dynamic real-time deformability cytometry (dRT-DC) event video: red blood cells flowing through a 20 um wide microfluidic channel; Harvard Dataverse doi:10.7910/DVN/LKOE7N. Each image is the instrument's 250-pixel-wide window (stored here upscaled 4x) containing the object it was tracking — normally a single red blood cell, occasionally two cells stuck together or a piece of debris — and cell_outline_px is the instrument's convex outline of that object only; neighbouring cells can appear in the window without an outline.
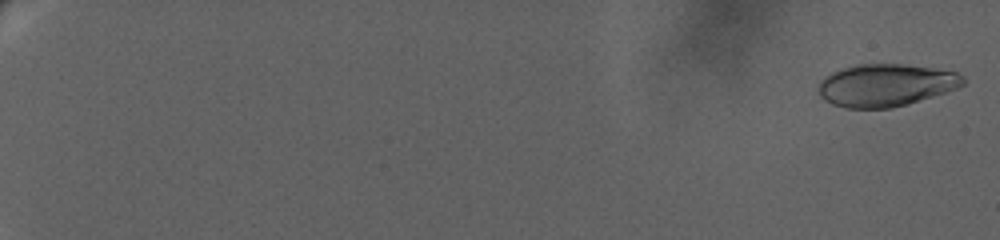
{"species": "human", "species_latin": "Homo sapiens", "temperature_condition": "warm", "stored_images_in_passage": 57, "camera_frame_rate_fps": 3000, "um_per_image_px": 0.085, "donor": {"sex": "female"}, "frame": {"image": 1, "passage_image": 1, "time_ms": 0.0, "image_size_px": [1000, 240], "cell_outline_px": [[964, 84], [956, 88], [944, 92], [892, 108], [848, 108], [832, 104], [824, 100], [820, 96], [816, 88], [820, 80], [824, 76], [832, 72], [856, 64], [904, 64], [932, 68], [956, 72], [964, 76]], "centroid_in_image_um": [75.23, 7.23], "position_along_channel_um": 9.8, "area_um2": 35.6}}
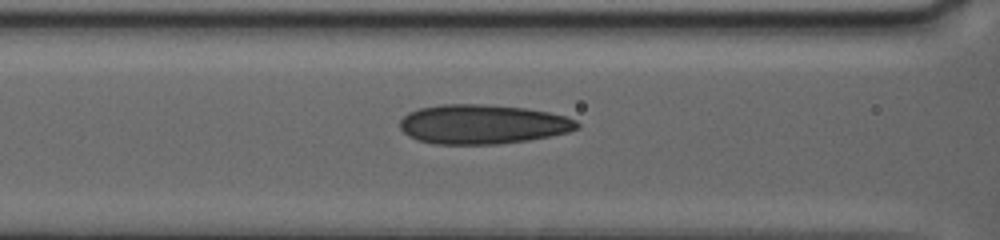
{"frame": {"image": 2, "passage_image": 29, "time_ms": 11.333, "image_size_px": [1000, 240], "cell_outline_px": [[580, 128], [568, 132], [552, 136], [528, 140], [500, 144], [432, 144], [416, 140], [408, 136], [400, 128], [400, 120], [408, 112], [420, 108], [440, 104], [480, 104], [524, 108], [548, 112], [564, 116], [576, 120], [580, 124]], "centroid_in_image_um": [41.01, 10.57], "position_along_channel_um": 125.6, "area_um2": 40.86}}
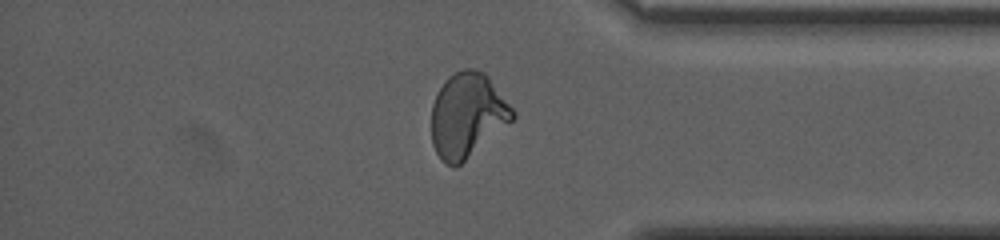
{"frame": {"image": 3, "passage_image": 49, "time_ms": 20.0, "image_size_px": [1000, 240], "cell_outline_px": [[516, 116], [512, 120], [456, 168], [452, 168], [444, 164], [440, 160], [432, 144], [432, 104], [436, 92], [444, 80], [448, 76], [464, 68], [472, 68], [484, 72], [488, 76], [516, 112]], "centroid_in_image_um": [39.7, 9.8], "position_along_channel_um": 395.5, "area_um2": 40.06}, "authors_computed_cell_mechanics": {"area_um2": 38.6104, "velocity_mm_per_s": 3.2034, "shape_relaxation_time_tau1_ms": null, "shape_relaxation_time_tau2_ms": 1.1082, "deformation_change_tau1": null, "deformation_change_tau2": 0.0866}}